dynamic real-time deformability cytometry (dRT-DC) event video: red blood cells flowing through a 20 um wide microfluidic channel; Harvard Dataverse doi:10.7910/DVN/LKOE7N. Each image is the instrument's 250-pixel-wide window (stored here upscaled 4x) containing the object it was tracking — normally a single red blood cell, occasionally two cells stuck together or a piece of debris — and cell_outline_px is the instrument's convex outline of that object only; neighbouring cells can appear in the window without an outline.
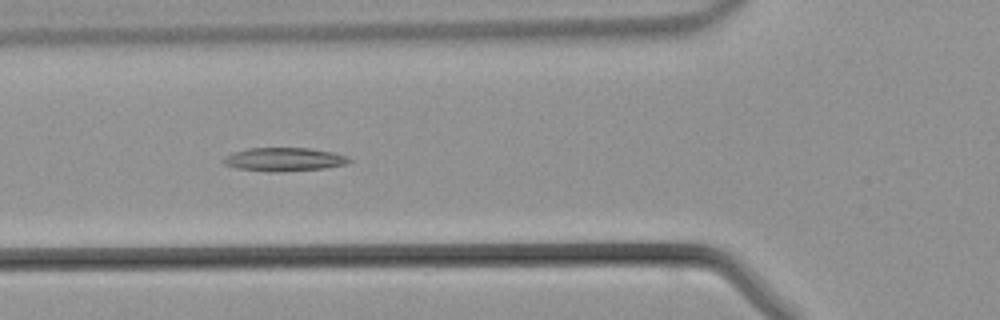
{"species": "common noctule bat (a hibernating species)", "species_latin": "Nyctalus noctula", "temperature_condition": "warm", "stored_images_in_passage": 33, "camera_frame_rate_fps": 3000, "um_per_image_px": 0.085, "animal": {"sex": "male", "body_mass_g": 21.5, "forearm_length_mm": 52.0}, "frame": {"image": 1, "passage_image": 4, "time_ms": 1.0, "image_size_px": [1000, 320], "cell_outline_px": [[352, 160], [344, 164], [324, 168], [276, 172], [268, 172], [236, 168], [224, 164], [220, 160], [224, 156], [248, 148], [312, 148], [332, 152], [348, 156]], "centroid_in_image_um": [24.11, 13.55], "position_along_channel_um": 101.7, "area_um2": 17.22}}
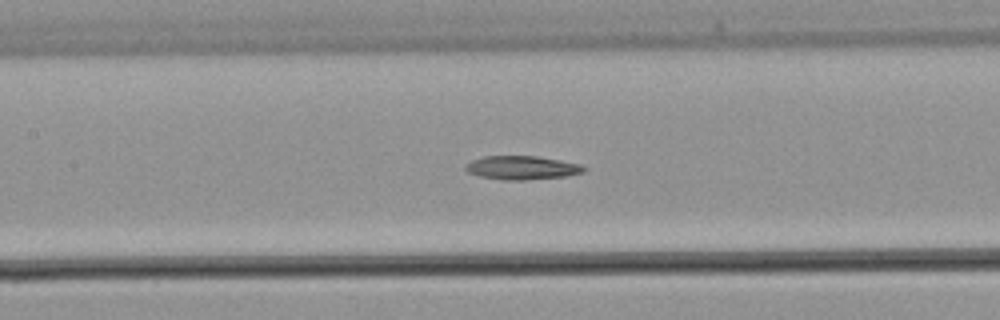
{"frame": {"image": 2, "passage_image": 8, "time_ms": 2.333, "image_size_px": [1000, 320], "cell_outline_px": [[588, 168], [584, 172], [568, 176], [524, 180], [500, 180], [480, 176], [468, 172], [464, 168], [472, 160], [484, 156], [536, 156], [560, 160], [580, 164]], "centroid_in_image_um": [44.4, 14.26], "position_along_channel_um": 163.0, "area_um2": 16.36}}
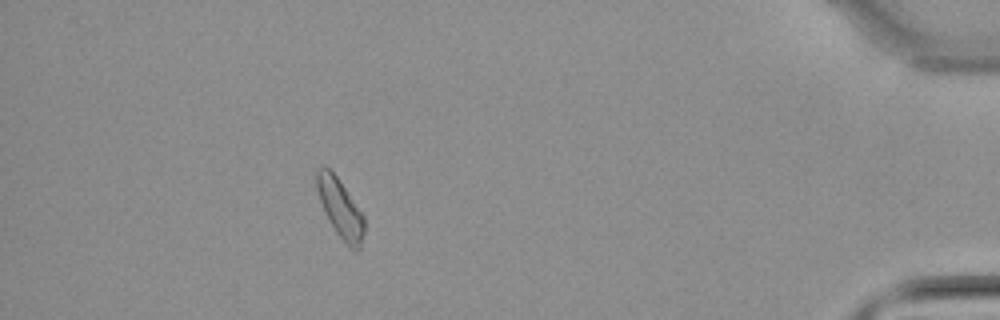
{"frame": {"image": 3, "passage_image": 28, "time_ms": 9.0, "image_size_px": [1000, 320], "cell_outline_px": [[364, 232], [360, 248], [356, 252], [348, 248], [336, 232], [324, 212], [316, 188], [316, 168], [328, 168], [336, 176], [364, 216]], "centroid_in_image_um": [28.92, 17.76], "position_along_channel_um": 406.3, "area_um2": 16.07}}